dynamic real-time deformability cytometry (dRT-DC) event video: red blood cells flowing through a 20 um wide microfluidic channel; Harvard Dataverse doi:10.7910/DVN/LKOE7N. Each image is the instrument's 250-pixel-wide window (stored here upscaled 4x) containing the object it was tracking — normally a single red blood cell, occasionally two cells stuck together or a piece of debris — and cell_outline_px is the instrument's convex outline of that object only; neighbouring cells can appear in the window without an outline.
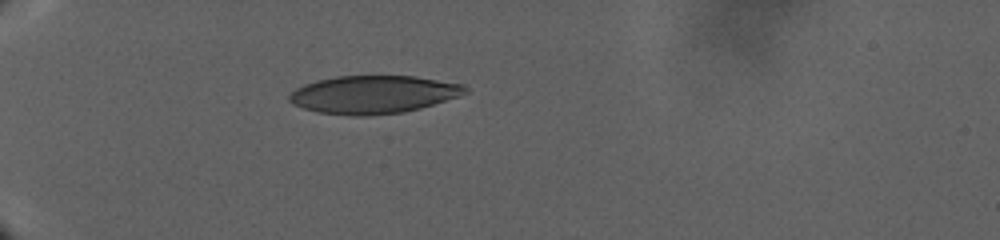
{"species": "human", "species_latin": "Homo sapiens", "temperature_condition": "warm", "stored_images_in_passage": 54, "camera_frame_rate_fps": 3000, "um_per_image_px": 0.085, "donor": {"sex": "male"}, "frame": {"image": 1, "passage_image": 1, "time_ms": 0.0, "image_size_px": [1000, 240], "cell_outline_px": [[468, 92], [460, 96], [420, 108], [404, 112], [368, 116], [352, 116], [316, 112], [292, 104], [288, 100], [288, 96], [296, 88], [304, 84], [316, 80], [336, 76], [416, 76], [464, 84], [468, 88]], "centroid_in_image_um": [31.74, 8.03], "position_along_channel_um": 53.3, "area_um2": 39.19}}
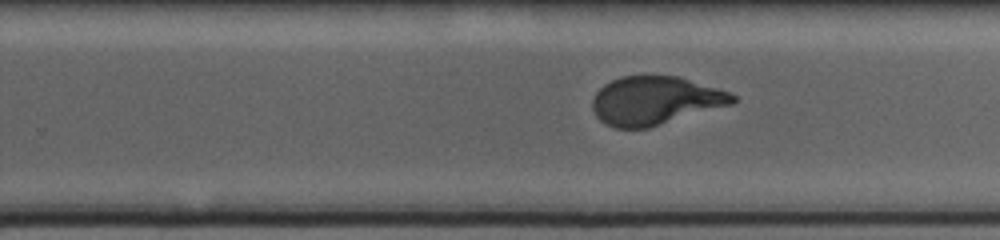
{"frame": {"image": 2, "passage_image": 30, "time_ms": 14.0, "image_size_px": [1000, 240], "cell_outline_px": [[736, 100], [732, 104], [648, 128], [616, 128], [604, 124], [596, 116], [592, 108], [592, 100], [596, 92], [604, 84], [620, 76], [676, 76], [716, 88], [728, 92], [736, 96]], "centroid_in_image_um": [55.64, 8.56], "position_along_channel_um": 274.2, "area_um2": 39.25}}
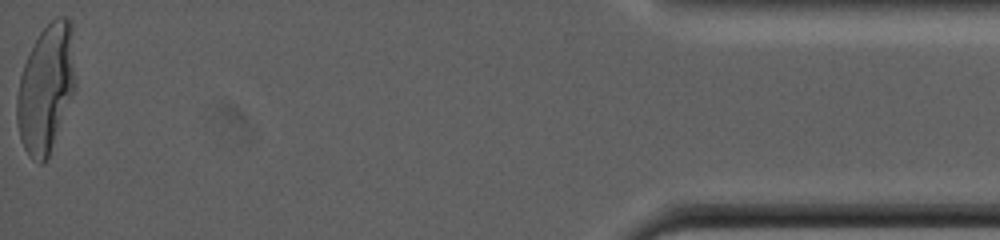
{"frame": {"image": 3, "passage_image": 54, "time_ms": 26.333, "image_size_px": [1000, 240], "cell_outline_px": [[76, 84], [48, 156], [40, 164], [32, 160], [28, 156], [20, 140], [16, 120], [16, 96], [20, 76], [24, 64], [40, 32], [56, 16], [68, 16], [72, 20]], "centroid_in_image_um": [3.9, 7.47], "position_along_channel_um": 431.3, "area_um2": 43.52}}